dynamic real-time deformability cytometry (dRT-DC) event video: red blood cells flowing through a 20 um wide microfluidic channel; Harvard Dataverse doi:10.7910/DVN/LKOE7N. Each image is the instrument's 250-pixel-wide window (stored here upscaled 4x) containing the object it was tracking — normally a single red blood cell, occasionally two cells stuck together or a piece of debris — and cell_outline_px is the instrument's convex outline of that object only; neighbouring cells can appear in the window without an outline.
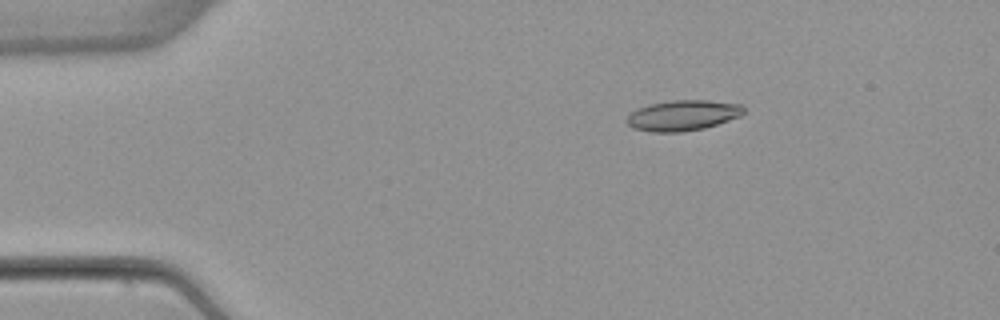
{"species": "common noctule bat (a hibernating species)", "species_latin": "Nyctalus noctula", "temperature_condition": "warm", "stored_images_in_passage": 45, "camera_frame_rate_fps": 3000, "um_per_image_px": 0.085, "animal": {"sex": "female", "body_mass_g": 22.7, "forearm_length_mm": 54.2}, "frame": {"image": 1, "passage_image": 1, "time_ms": 0.0, "image_size_px": [1000, 320], "cell_outline_px": [[744, 112], [740, 116], [704, 128], [680, 132], [652, 132], [636, 128], [628, 124], [628, 116], [636, 108], [648, 104], [672, 100], [708, 100], [740, 104], [744, 108]], "centroid_in_image_um": [58.04, 9.79], "position_along_channel_um": 27.0, "area_um2": 20.58}}
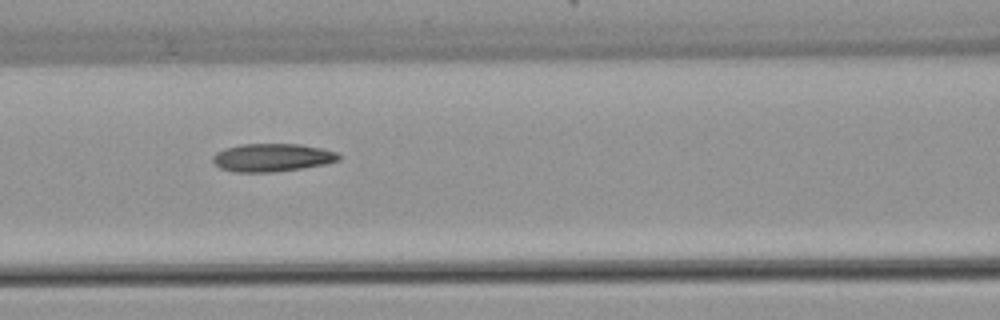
{"frame": {"image": 2, "passage_image": 15, "time_ms": 4.667, "image_size_px": [1000, 320], "cell_outline_px": [[340, 160], [324, 164], [276, 172], [232, 172], [220, 168], [212, 160], [212, 156], [216, 152], [224, 148], [240, 144], [300, 144], [320, 148], [336, 152], [340, 156]], "centroid_in_image_um": [23.09, 13.39], "position_along_channel_um": 143.5, "area_um2": 20.58}}
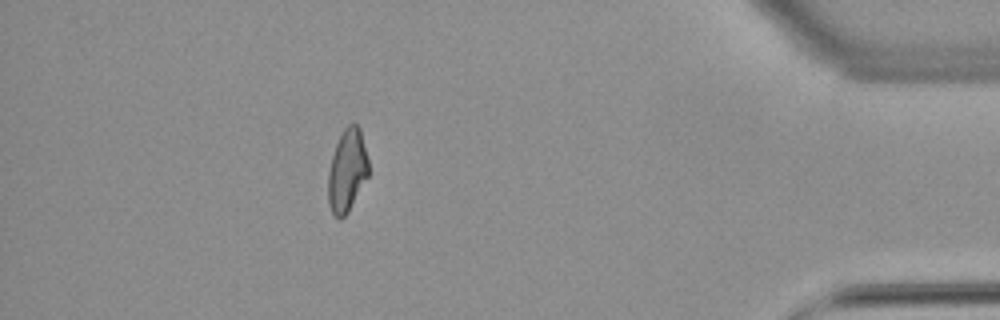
{"frame": {"image": 3, "passage_image": 39, "time_ms": 12.667, "image_size_px": [1000, 320], "cell_outline_px": [[368, 176], [348, 212], [340, 220], [336, 220], [328, 204], [328, 172], [332, 156], [336, 144], [344, 128], [348, 124], [356, 124], [360, 128], [368, 160]], "centroid_in_image_um": [29.49, 14.53], "position_along_channel_um": 405.7, "area_um2": 19.42}, "authors_computed_cell_mechanics": {"area_um2": 20.23, "velocity_mm_per_s": 3.8913, "shape_relaxation_time_tau1_ms": null, "shape_relaxation_time_tau2_ms": 3.6698, "deformation_change_tau1": null, "deformation_change_tau2": 0.1235}}